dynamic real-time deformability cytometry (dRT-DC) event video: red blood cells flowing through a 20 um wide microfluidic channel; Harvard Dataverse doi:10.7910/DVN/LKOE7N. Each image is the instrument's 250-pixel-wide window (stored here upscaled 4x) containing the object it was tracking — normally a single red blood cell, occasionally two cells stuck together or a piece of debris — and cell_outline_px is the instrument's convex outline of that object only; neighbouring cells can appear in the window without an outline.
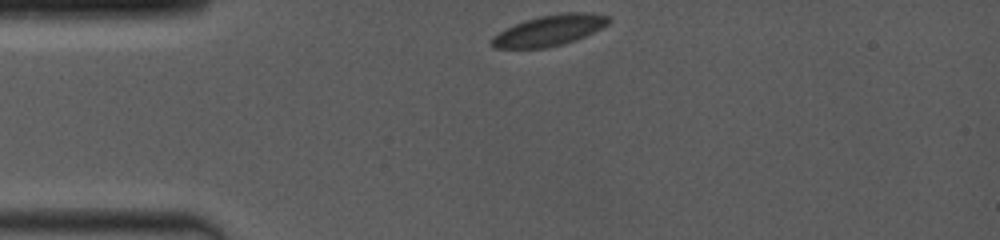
{"species": "common noctule bat (a hibernating species)", "species_latin": "Nyctalus noctula", "temperature_condition": "room temperature", "stored_images_in_passage": 33, "camera_frame_rate_fps": 4000, "um_per_image_px": 0.085, "animal": {"sex": "female", "body_mass_g": 19.0, "forearm_length_mm": 53.3}, "frame": {"image": 1, "passage_image": 1, "time_ms": 0.0, "image_size_px": [1000, 240], "cell_outline_px": [[612, 20], [608, 24], [576, 40], [564, 44], [544, 48], [492, 48], [488, 44], [492, 36], [504, 28], [540, 16], [564, 12], [588, 12], [608, 16]], "centroid_in_image_um": [46.66, 2.59], "position_along_channel_um": 38.3, "area_um2": 20.98}}
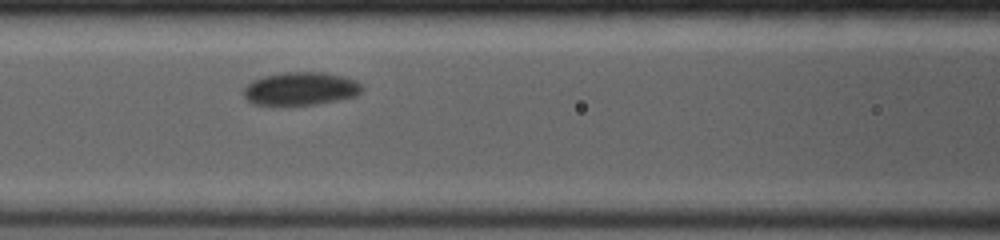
{"frame": {"image": 2, "passage_image": 22, "time_ms": 3.5, "image_size_px": [1000, 240], "cell_outline_px": [[364, 88], [356, 96], [316, 104], [288, 108], [272, 108], [252, 104], [244, 100], [244, 88], [252, 80], [264, 76], [284, 72], [320, 72], [356, 80], [364, 84]], "centroid_in_image_um": [25.47, 7.6], "position_along_channel_um": 141.1, "area_um2": 23.81}}
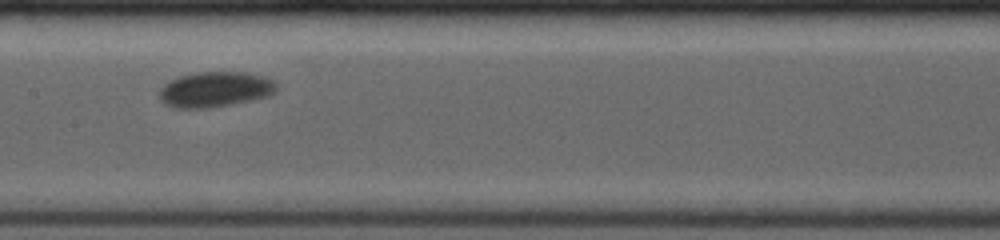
{"frame": {"image": 3, "passage_image": 32, "time_ms": 4.75, "image_size_px": [1000, 240], "cell_outline_px": [[276, 92], [268, 96], [252, 100], [232, 104], [208, 108], [176, 108], [164, 104], [160, 100], [160, 88], [164, 84], [180, 76], [200, 72], [240, 72], [272, 80], [276, 84]], "centroid_in_image_um": [18.25, 7.62], "position_along_channel_um": 189.2, "area_um2": 23.81}}